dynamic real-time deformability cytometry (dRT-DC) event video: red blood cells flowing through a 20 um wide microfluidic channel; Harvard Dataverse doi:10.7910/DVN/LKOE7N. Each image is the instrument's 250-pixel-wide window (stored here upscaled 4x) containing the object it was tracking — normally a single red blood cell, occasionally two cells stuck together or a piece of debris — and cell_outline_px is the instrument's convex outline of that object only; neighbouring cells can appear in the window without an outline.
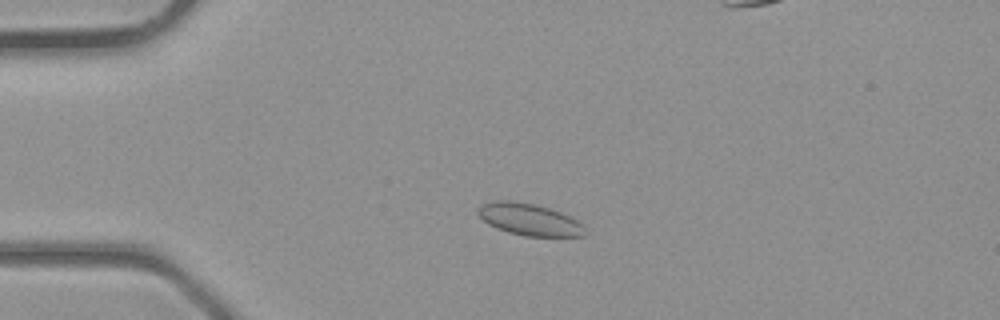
{"species": "common noctule bat (a hibernating species)", "species_latin": "Nyctalus noctula", "temperature_condition": "room temperature", "stored_images_in_passage": 38, "camera_frame_rate_fps": 3000, "um_per_image_px": 0.085, "animal": {"sex": "male", "body_mass_g": 23.1, "forearm_length_mm": 52.7}, "frame": {"image": 1, "passage_image": 7, "time_ms": 2.0, "image_size_px": [1000, 320], "cell_outline_px": [[588, 232], [584, 236], [524, 236], [508, 232], [496, 228], [488, 224], [476, 212], [476, 208], [484, 204], [496, 200], [508, 200], [536, 204], [560, 212], [576, 220]], "centroid_in_image_um": [44.97, 18.66], "position_along_channel_um": 40.0, "area_um2": 19.77}}
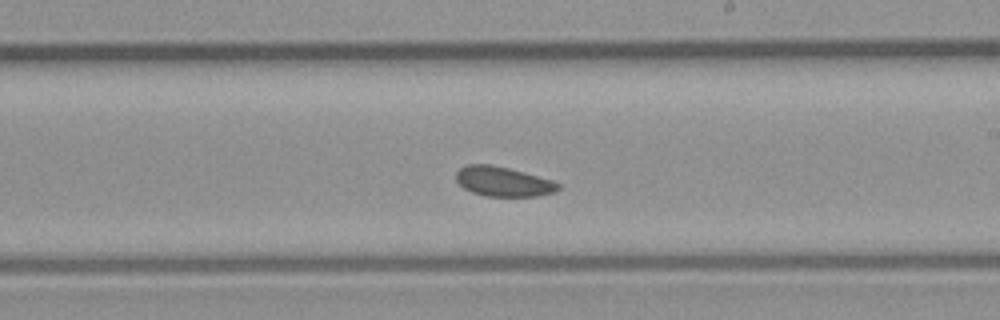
{"frame": {"image": 2, "passage_image": 21, "time_ms": 6.667, "image_size_px": [1000, 320], "cell_outline_px": [[560, 188], [556, 192], [536, 196], [488, 196], [472, 192], [464, 188], [456, 180], [456, 172], [460, 168], [468, 164], [492, 164], [508, 168], [552, 180], [560, 184]], "centroid_in_image_um": [42.77, 15.43], "position_along_channel_um": 246.2, "area_um2": 17.57}}
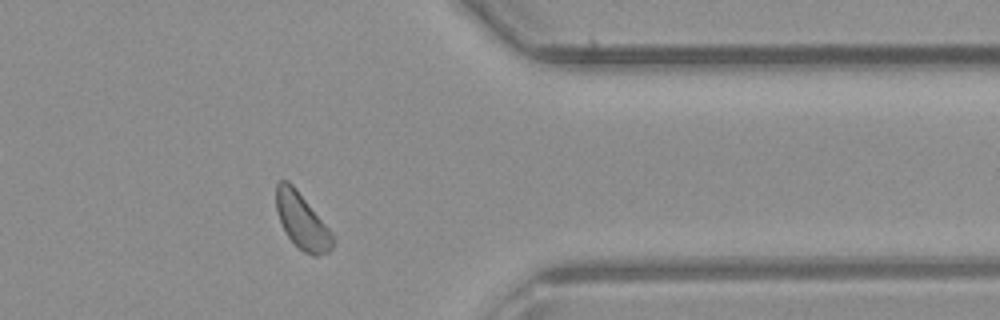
{"frame": {"image": 3, "passage_image": 30, "time_ms": 9.667, "image_size_px": [1000, 320], "cell_outline_px": [[336, 240], [332, 248], [328, 252], [316, 256], [312, 256], [304, 252], [288, 236], [280, 220], [276, 208], [276, 184], [280, 180], [288, 180], [296, 188], [332, 232]], "centroid_in_image_um": [25.69, 18.79], "position_along_channel_um": 385.7, "area_um2": 18.21}}